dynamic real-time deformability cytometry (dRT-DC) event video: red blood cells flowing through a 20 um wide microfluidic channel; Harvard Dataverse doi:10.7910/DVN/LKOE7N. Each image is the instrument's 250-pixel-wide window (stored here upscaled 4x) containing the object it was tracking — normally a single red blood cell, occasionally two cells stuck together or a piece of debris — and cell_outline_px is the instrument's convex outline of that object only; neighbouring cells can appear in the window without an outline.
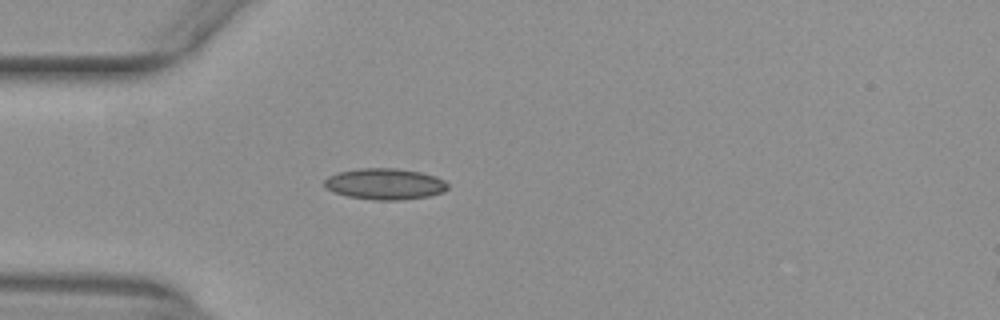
{"species": "common noctule bat (a hibernating species)", "species_latin": "Nyctalus noctula", "temperature_condition": "warm", "stored_images_in_passage": 38, "camera_frame_rate_fps": 3000, "um_per_image_px": 0.085, "animal": {"sex": "female", "body_mass_g": 29.2, "forearm_length_mm": 56.3}, "frame": {"image": 1, "passage_image": 1, "time_ms": 0.0, "image_size_px": [1000, 320], "cell_outline_px": [[448, 188], [444, 192], [428, 196], [400, 200], [372, 200], [348, 196], [324, 188], [324, 180], [328, 176], [336, 172], [360, 168], [396, 168], [420, 172], [436, 176], [444, 180], [448, 184]], "centroid_in_image_um": [32.71, 15.63], "position_along_channel_um": 52.3, "area_um2": 22.54}}
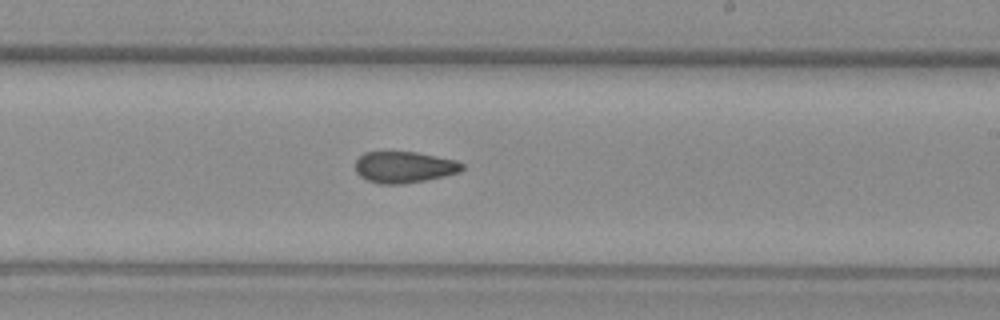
{"frame": {"image": 2, "passage_image": 17, "time_ms": 5.333, "image_size_px": [1000, 320], "cell_outline_px": [[464, 168], [460, 172], [444, 176], [404, 184], [380, 184], [368, 180], [360, 176], [356, 172], [356, 160], [364, 152], [416, 152], [456, 160], [464, 164]], "centroid_in_image_um": [34.36, 14.21], "position_along_channel_um": 254.6, "area_um2": 19.48}}
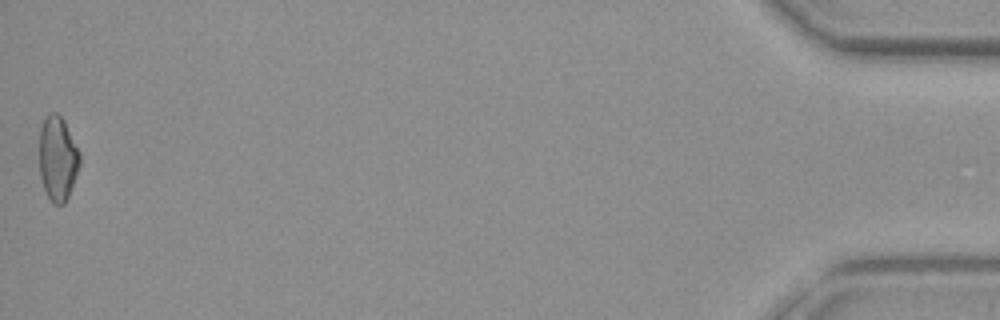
{"frame": {"image": 3, "passage_image": 38, "time_ms": 12.333, "image_size_px": [1000, 320], "cell_outline_px": [[80, 164], [68, 196], [64, 204], [52, 204], [44, 188], [40, 176], [40, 128], [48, 112], [56, 112], [64, 120], [80, 152]], "centroid_in_image_um": [4.91, 13.45], "position_along_channel_um": 430.3, "area_um2": 19.83}, "authors_computed_cell_mechanics": {"area_um2": 19.9988, "velocity_mm_per_s": 3.9727, "shape_relaxation_time_tau1_ms": null, "shape_relaxation_time_tau2_ms": 4.4513, "deformation_change_tau1": null, "deformation_change_tau2": 0.1104}}